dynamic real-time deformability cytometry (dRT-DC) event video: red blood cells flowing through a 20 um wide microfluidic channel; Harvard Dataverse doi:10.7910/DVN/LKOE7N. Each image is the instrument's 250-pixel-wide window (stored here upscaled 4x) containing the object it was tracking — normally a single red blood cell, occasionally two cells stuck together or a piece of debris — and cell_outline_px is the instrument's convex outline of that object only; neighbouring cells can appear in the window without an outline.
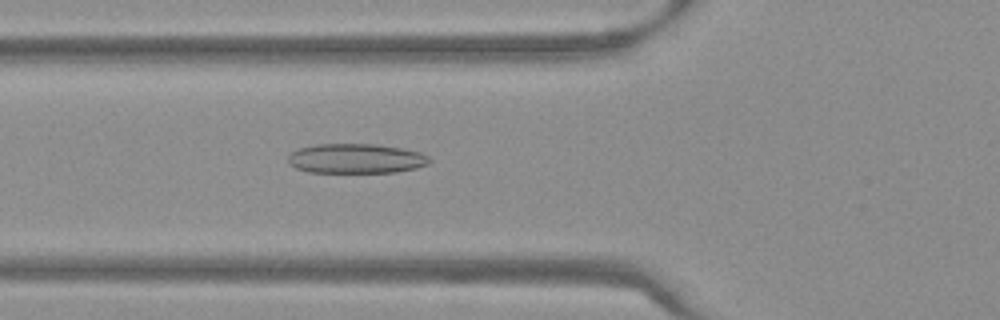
{"species": "Egyptian fruit bat (a non-hibernating species)", "species_latin": "Rousettus aegyptiacus", "temperature_condition": "warm", "stored_images_in_passage": 54, "camera_frame_rate_fps": 3000, "um_per_image_px": 0.085, "frame": {"image": 1, "passage_image": 20, "time_ms": 6.333, "image_size_px": [1000, 320], "cell_outline_px": [[432, 160], [428, 164], [416, 168], [396, 172], [308, 172], [296, 168], [288, 164], [288, 156], [292, 152], [300, 148], [316, 144], [376, 144], [400, 148], [420, 152], [428, 156]], "centroid_in_image_um": [30.26, 13.48], "position_along_channel_um": 95.5, "area_um2": 24.45}}
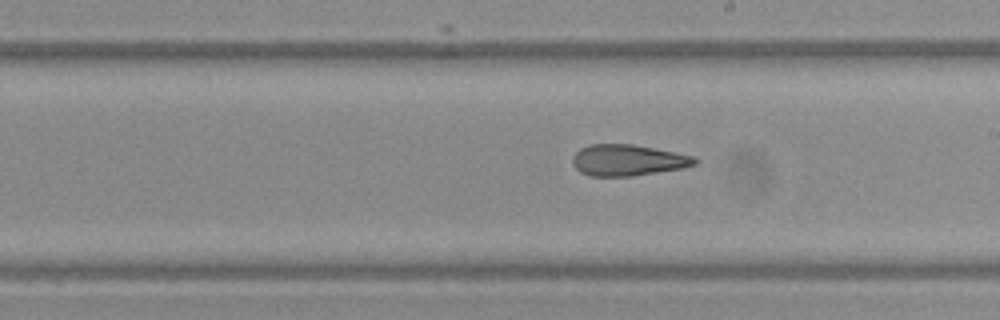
{"frame": {"image": 2, "passage_image": 31, "time_ms": 10.0, "image_size_px": [1000, 320], "cell_outline_px": [[700, 160], [696, 164], [684, 168], [632, 176], [588, 176], [580, 172], [572, 164], [572, 156], [580, 148], [588, 144], [632, 144], [692, 156]], "centroid_in_image_um": [53.33, 13.62], "position_along_channel_um": 235.7, "area_um2": 22.25}}
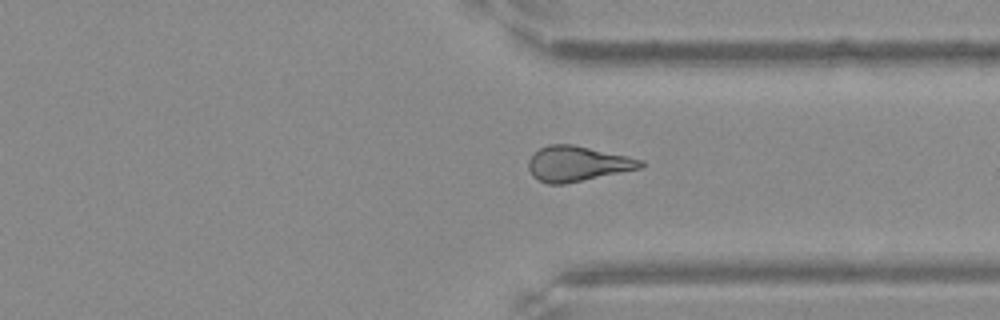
{"frame": {"image": 3, "passage_image": 41, "time_ms": 13.333, "image_size_px": [1000, 320], "cell_outline_px": [[644, 164], [640, 168], [564, 184], [548, 184], [532, 176], [528, 168], [528, 160], [532, 152], [548, 144], [572, 144], [628, 156], [644, 160]], "centroid_in_image_um": [49.03, 13.9], "position_along_channel_um": 362.4, "area_um2": 22.95}, "authors_computed_cell_mechanics": {"area_um2": 23.12, "velocity_mm_per_s": 3.7978, "shape_relaxation_time_tau1_ms": null, "shape_relaxation_time_tau2_ms": 3.083, "deformation_change_tau1": null, "deformation_change_tau2": 0.1248}}